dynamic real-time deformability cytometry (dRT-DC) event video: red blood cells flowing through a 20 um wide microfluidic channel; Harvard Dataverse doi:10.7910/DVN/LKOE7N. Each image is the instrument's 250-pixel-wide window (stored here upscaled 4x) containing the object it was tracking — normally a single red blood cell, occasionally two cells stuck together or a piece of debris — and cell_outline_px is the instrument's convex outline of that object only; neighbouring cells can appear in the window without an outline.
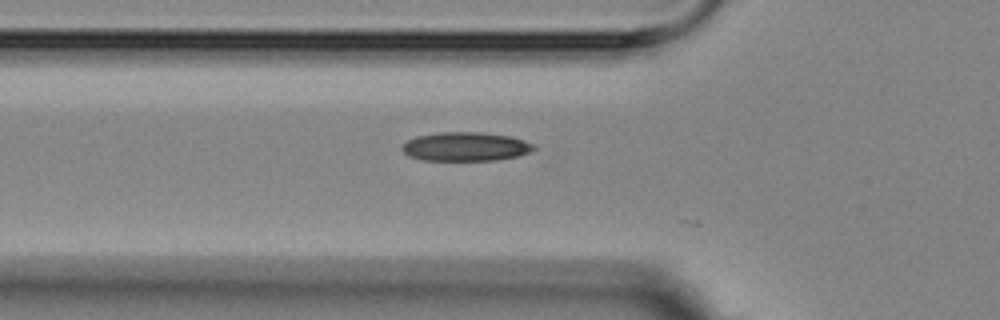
{"species": "Egyptian fruit bat (a non-hibernating species)", "species_latin": "Rousettus aegyptiacus", "temperature_condition": "room temperature", "stored_images_in_passage": 5, "camera_frame_rate_fps": 3000, "um_per_image_px": 0.085, "animal": {"sex": "female"}, "frame": {"image": 1, "passage_image": 5, "time_ms": 4.667, "image_size_px": [1000, 320], "cell_outline_px": [[536, 148], [520, 156], [496, 160], [424, 160], [408, 156], [400, 148], [408, 140], [416, 136], [440, 132], [480, 132], [508, 136], [524, 140], [532, 144]], "centroid_in_image_um": [39.56, 12.46], "position_along_channel_um": 86.2, "area_um2": 22.08}}